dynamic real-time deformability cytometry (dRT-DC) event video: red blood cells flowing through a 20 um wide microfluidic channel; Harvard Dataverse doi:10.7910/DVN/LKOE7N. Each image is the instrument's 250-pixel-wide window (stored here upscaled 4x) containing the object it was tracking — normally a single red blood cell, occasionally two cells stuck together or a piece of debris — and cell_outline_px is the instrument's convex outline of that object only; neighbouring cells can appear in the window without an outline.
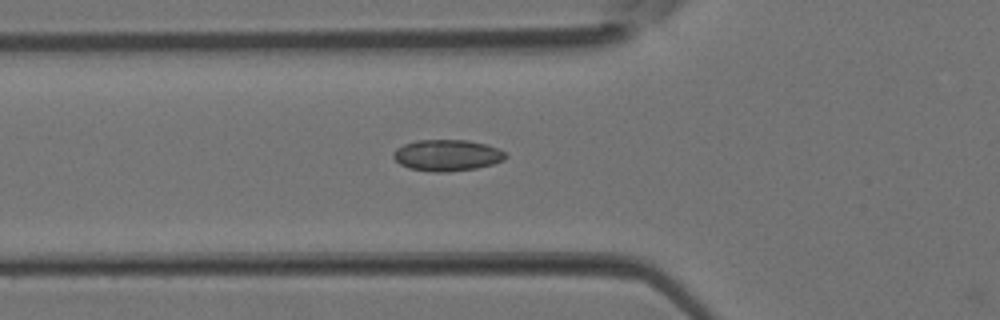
{"species": "Egyptian fruit bat (a non-hibernating species)", "species_latin": "Rousettus aegyptiacus", "temperature_condition": "room temperature", "stored_images_in_passage": 4, "camera_frame_rate_fps": 3000, "um_per_image_px": 0.085, "animal": {"sex": "female"}, "frame": {"image": 1, "passage_image": 4, "time_ms": 1.0, "image_size_px": [1000, 320], "cell_outline_px": [[508, 156], [504, 160], [492, 164], [476, 168], [448, 172], [432, 172], [408, 168], [400, 164], [392, 156], [392, 152], [396, 148], [404, 144], [416, 140], [468, 140], [488, 144], [504, 152]], "centroid_in_image_um": [37.98, 13.2], "position_along_channel_um": 87.8, "area_um2": 20.63}}